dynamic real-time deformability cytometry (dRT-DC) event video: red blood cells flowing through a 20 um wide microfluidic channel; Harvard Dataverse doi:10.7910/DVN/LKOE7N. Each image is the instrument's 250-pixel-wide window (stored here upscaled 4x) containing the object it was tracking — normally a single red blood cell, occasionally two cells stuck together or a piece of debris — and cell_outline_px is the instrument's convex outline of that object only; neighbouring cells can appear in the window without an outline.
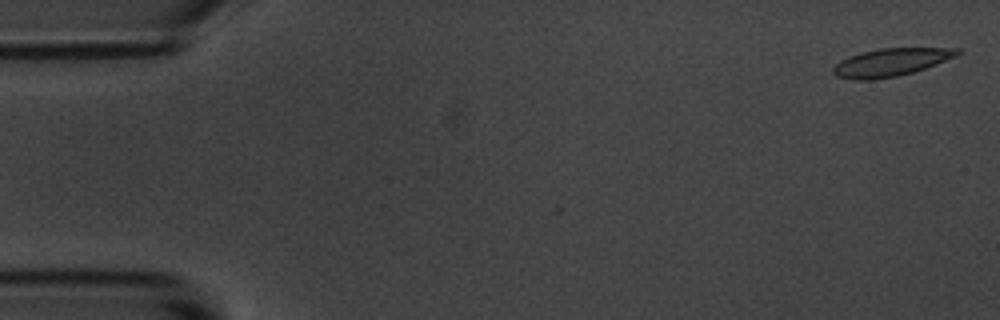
{"species": "common noctule bat (a hibernating species)", "species_latin": "Nyctalus noctula", "temperature_condition": "room temperature", "stored_images_in_passage": 56, "camera_frame_rate_fps": 3000, "um_per_image_px": 0.085, "animal": {"sex": "male", "body_mass_g": 20.1, "forearm_length_mm": 53.5}, "frame": {"image": 1, "passage_image": 2, "time_ms": 0.333, "image_size_px": [1000, 320], "cell_outline_px": [[964, 52], [956, 56], [924, 68], [912, 72], [896, 76], [872, 80], [852, 80], [836, 76], [832, 72], [832, 68], [840, 60], [848, 56], [860, 52], [880, 48], [960, 48]], "centroid_in_image_um": [75.69, 5.29], "position_along_channel_um": 9.3, "area_um2": 20.17}}
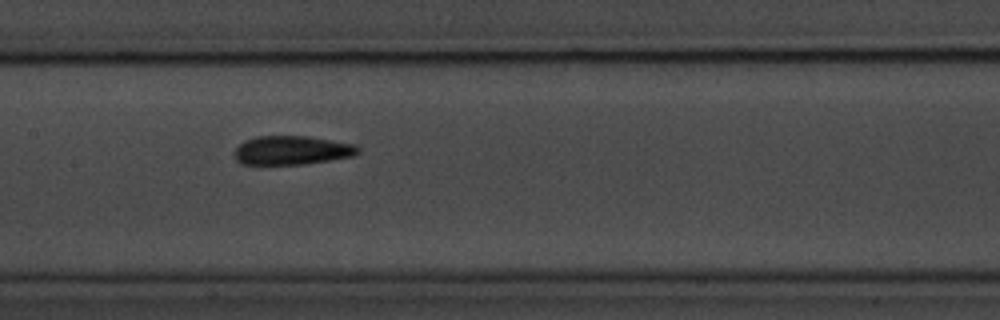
{"frame": {"image": 2, "passage_image": 27, "time_ms": 8.667, "image_size_px": [1000, 320], "cell_outline_px": [[360, 152], [352, 156], [304, 164], [240, 164], [236, 160], [232, 152], [244, 140], [256, 136], [308, 136], [356, 144], [360, 148]], "centroid_in_image_um": [24.79, 12.77], "position_along_channel_um": 182.6, "area_um2": 20.92}}
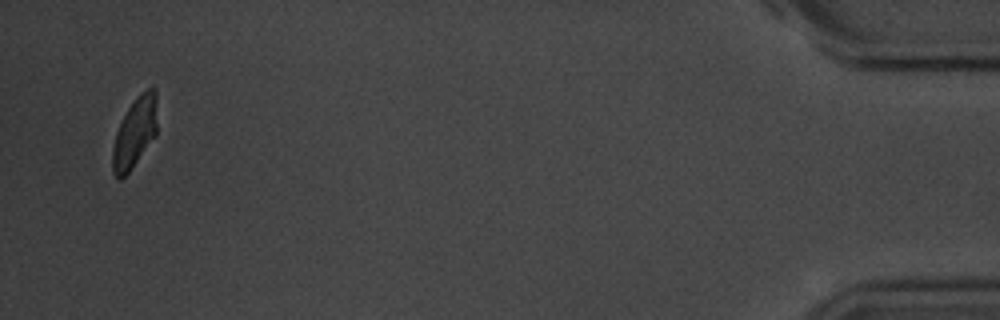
{"frame": {"image": 3, "passage_image": 54, "time_ms": 17.667, "image_size_px": [1000, 320], "cell_outline_px": [[156, 136], [128, 172], [120, 180], [112, 172], [112, 148], [116, 132], [120, 120], [136, 96], [140, 92], [148, 88], [156, 88]], "centroid_in_image_um": [11.44, 11.25], "position_along_channel_um": 423.8, "area_um2": 18.32}, "authors_computed_cell_mechanics": {"area_um2": 20.3745, "velocity_mm_per_s": 3.6153, "shape_relaxation_time_tau1_ms": 3.6056, "shape_relaxation_time_tau2_ms": 1.8557, "deformation_change_tau1": 0.1251, "deformation_change_tau2": 0.0756}}